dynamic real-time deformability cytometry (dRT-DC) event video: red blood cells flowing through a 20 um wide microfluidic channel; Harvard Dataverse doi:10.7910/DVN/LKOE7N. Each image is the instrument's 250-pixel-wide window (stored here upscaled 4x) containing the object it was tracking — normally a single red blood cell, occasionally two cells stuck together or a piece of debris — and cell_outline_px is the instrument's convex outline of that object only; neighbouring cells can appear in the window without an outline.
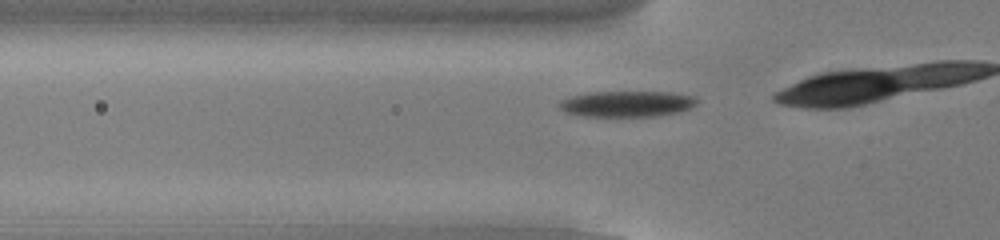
{"species": "common noctule bat (a hibernating species)", "species_latin": "Nyctalus noctula", "temperature_condition": "cold", "stored_images_in_passage": 16, "camera_frame_rate_fps": 3000, "um_per_image_px": 0.085, "animal": {"sex": "male", "body_mass_g": 13.0, "forearm_length_mm": 53.1}, "frame": {"image": 1, "passage_image": 10, "time_ms": 3.0, "image_size_px": [1000, 240], "cell_outline_px": [[696, 104], [680, 112], [656, 116], [580, 116], [564, 112], [560, 108], [560, 100], [572, 96], [588, 92], [668, 92], [692, 96], [696, 100]], "centroid_in_image_um": [53.24, 8.83], "position_along_channel_um": 72.6, "area_um2": 20.63}}